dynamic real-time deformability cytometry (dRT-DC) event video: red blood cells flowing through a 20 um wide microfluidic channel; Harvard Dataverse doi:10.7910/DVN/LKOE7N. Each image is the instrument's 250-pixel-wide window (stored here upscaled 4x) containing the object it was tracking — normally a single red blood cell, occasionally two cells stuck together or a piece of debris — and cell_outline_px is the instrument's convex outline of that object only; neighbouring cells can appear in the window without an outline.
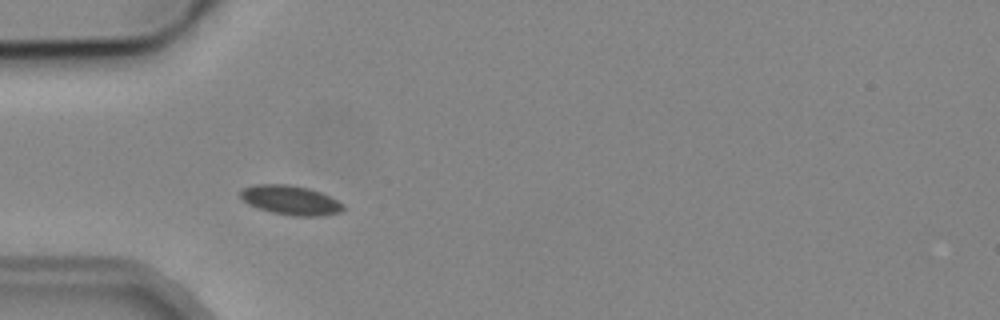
{"species": "common noctule bat (a hibernating species)", "species_latin": "Nyctalus noctula", "temperature_condition": "cold", "stored_images_in_passage": 3, "camera_frame_rate_fps": 3000, "um_per_image_px": 0.085, "animal": {"sex": "male", "body_mass_g": 19.2, "forearm_length_mm": 51.8}, "frame": {"image": 1, "passage_image": 2, "time_ms": 1.333, "image_size_px": [1000, 320], "cell_outline_px": [[344, 208], [340, 212], [324, 216], [292, 216], [272, 212], [260, 208], [244, 200], [240, 196], [240, 192], [244, 188], [256, 184], [288, 184], [308, 188], [320, 192], [344, 204]], "centroid_in_image_um": [24.73, 17.01], "position_along_channel_um": 60.3, "area_um2": 17.34}}